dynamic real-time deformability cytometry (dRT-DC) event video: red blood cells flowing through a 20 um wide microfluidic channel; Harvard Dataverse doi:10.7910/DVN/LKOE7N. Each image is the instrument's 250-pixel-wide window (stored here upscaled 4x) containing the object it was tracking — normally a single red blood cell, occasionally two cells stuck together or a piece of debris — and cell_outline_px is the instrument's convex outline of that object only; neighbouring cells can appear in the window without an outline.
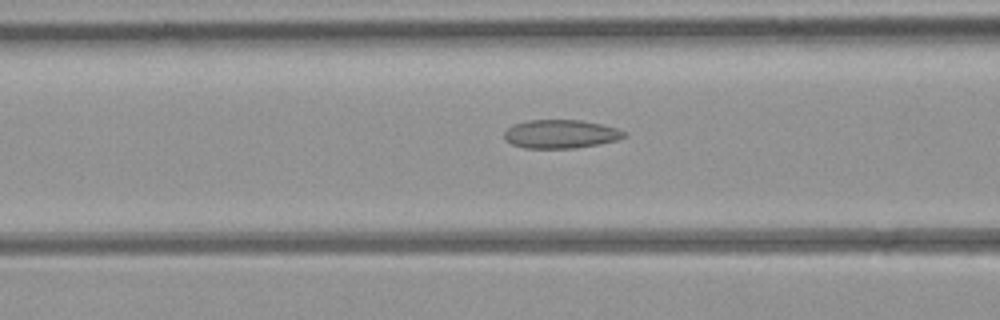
{"species": "common noctule bat (a hibernating species)", "species_latin": "Nyctalus noctula", "temperature_condition": "room temperature", "stored_images_in_passage": 8, "segment_of_instrument_passage": [1, 2], "camera_frame_rate_fps": 3000, "um_per_image_px": 0.085, "animal": {"sex": "female", "body_mass_g": 21.9}, "frame": {"image": 1, "passage_image": 6, "time_ms": 5.667, "image_size_px": [1000, 320], "cell_outline_px": [[628, 136], [616, 140], [600, 144], [576, 148], [524, 148], [512, 144], [504, 136], [504, 132], [508, 128], [516, 124], [528, 120], [580, 120], [600, 124], [616, 128], [628, 132]], "centroid_in_image_um": [47.71, 11.39], "position_along_channel_um": 118.9, "area_um2": 19.88}}